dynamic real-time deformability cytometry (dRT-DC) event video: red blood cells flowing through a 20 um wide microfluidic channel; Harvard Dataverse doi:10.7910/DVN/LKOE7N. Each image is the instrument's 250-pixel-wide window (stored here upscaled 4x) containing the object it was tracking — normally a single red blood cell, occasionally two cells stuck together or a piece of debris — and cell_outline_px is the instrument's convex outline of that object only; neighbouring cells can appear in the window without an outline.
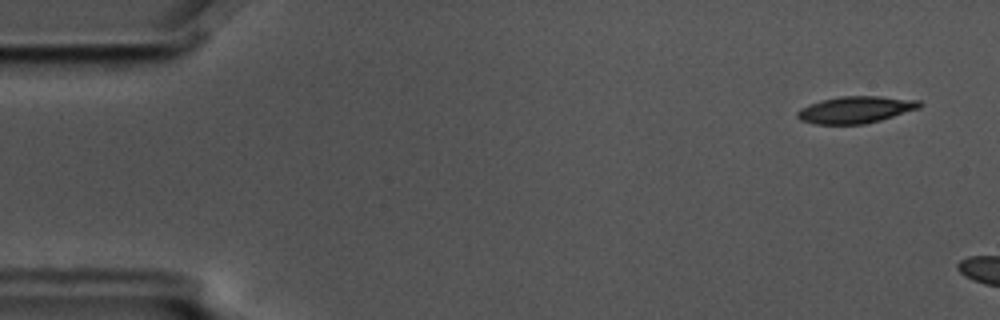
{"species": "common noctule bat (a hibernating species)", "species_latin": "Nyctalus noctula", "temperature_condition": "cold", "stored_images_in_passage": 8, "camera_frame_rate_fps": 3000, "um_per_image_px": 0.085, "animal": {"sex": "male", "body_mass_g": 17.5, "forearm_length_mm": 52.3}, "frame": {"image": 1, "passage_image": 3, "time_ms": 0.667, "image_size_px": [1000, 320], "cell_outline_px": [[924, 104], [920, 108], [880, 120], [864, 124], [816, 124], [800, 120], [796, 116], [796, 112], [800, 108], [808, 104], [820, 100], [840, 96], [880, 96], [920, 100]], "centroid_in_image_um": [72.72, 9.31], "position_along_channel_um": 12.3, "area_um2": 19.31}}